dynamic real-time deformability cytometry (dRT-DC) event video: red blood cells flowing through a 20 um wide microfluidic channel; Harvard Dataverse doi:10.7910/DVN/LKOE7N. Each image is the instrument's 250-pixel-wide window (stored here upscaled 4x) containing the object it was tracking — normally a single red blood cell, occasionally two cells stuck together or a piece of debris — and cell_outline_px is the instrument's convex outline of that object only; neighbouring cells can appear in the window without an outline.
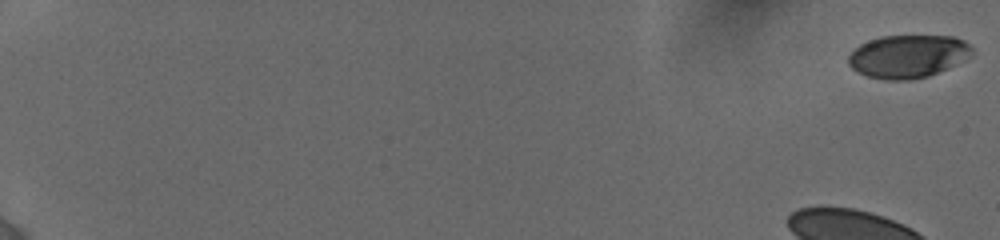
{"species": "human", "species_latin": "Homo sapiens", "temperature_condition": "cold", "stored_images_in_passage": 39, "camera_frame_rate_fps": 3000, "um_per_image_px": 0.085, "donor": {"sex": "female"}, "frame": {"image": 1, "passage_image": 1, "time_ms": 0.0, "image_size_px": [1000, 240], "cell_outline_px": [[972, 52], [956, 64], [948, 68], [928, 76], [908, 80], [884, 80], [868, 76], [852, 68], [848, 64], [848, 56], [860, 44], [868, 40], [880, 36], [952, 36], [964, 40], [972, 48]], "centroid_in_image_um": [77.14, 4.78], "position_along_channel_um": 7.9, "area_um2": 30.69}}
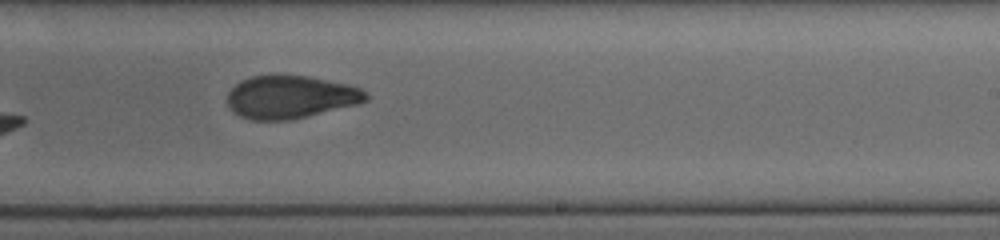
{"frame": {"image": 2, "passage_image": 27, "time_ms": 12.667, "image_size_px": [1000, 240], "cell_outline_px": [[368, 100], [356, 104], [288, 120], [252, 120], [240, 116], [232, 112], [228, 108], [228, 92], [240, 80], [252, 76], [308, 76], [348, 84], [360, 88], [368, 92]], "centroid_in_image_um": [24.67, 8.25], "position_along_channel_um": 264.3, "area_um2": 34.33}}
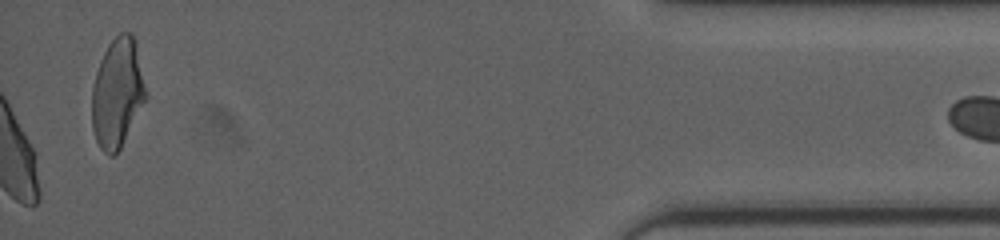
{"frame": {"image": 3, "passage_image": 39, "time_ms": 18.333, "image_size_px": [1000, 240], "cell_outline_px": [[148, 96], [120, 148], [112, 156], [108, 156], [100, 148], [96, 140], [92, 128], [92, 88], [96, 72], [100, 60], [108, 44], [120, 32], [132, 32], [136, 44]], "centroid_in_image_um": [9.98, 7.9], "position_along_channel_um": 425.2, "area_um2": 34.33}, "authors_computed_cell_mechanics": {"area_um2": 34.3332, "velocity_mm_per_s": 3.8668, "shape_relaxation_time_tau1_ms": null, "shape_relaxation_time_tau2_ms": 0.458, "deformation_change_tau1": null, "deformation_change_tau2": 0.0469}}